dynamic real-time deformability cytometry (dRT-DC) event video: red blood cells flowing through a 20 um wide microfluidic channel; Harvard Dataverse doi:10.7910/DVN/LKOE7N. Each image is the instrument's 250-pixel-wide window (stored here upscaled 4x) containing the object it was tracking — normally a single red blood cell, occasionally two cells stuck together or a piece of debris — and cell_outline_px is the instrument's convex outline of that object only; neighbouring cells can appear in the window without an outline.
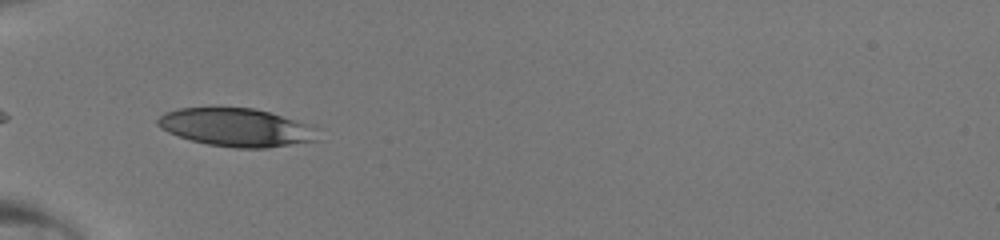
{"species": "human", "species_latin": "Homo sapiens", "temperature_condition": "room temperature", "stored_images_in_passage": 30, "camera_frame_rate_fps": 3000, "um_per_image_px": 0.085, "donor": {"sex": "male"}, "frame": {"image": 1, "passage_image": 1, "time_ms": 0.0, "image_size_px": [1000, 240], "cell_outline_px": [[320, 140], [268, 148], [236, 148], [208, 144], [192, 140], [168, 132], [160, 128], [156, 124], [156, 120], [164, 112], [176, 108], [252, 108], [268, 112], [292, 120], [300, 124]], "centroid_in_image_um": [19.91, 10.84], "position_along_channel_um": 65.1, "area_um2": 34.51}}
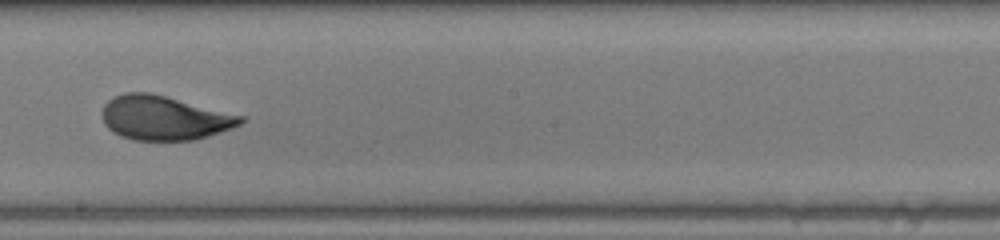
{"frame": {"image": 2, "passage_image": 13, "time_ms": 4.0, "image_size_px": [1000, 240], "cell_outline_px": [[248, 120], [232, 128], [196, 140], [132, 140], [120, 136], [112, 132], [104, 124], [100, 112], [104, 104], [112, 96], [124, 92], [148, 92], [248, 116]], "centroid_in_image_um": [13.96, 10.02], "position_along_channel_um": 234.2, "area_um2": 36.3}}
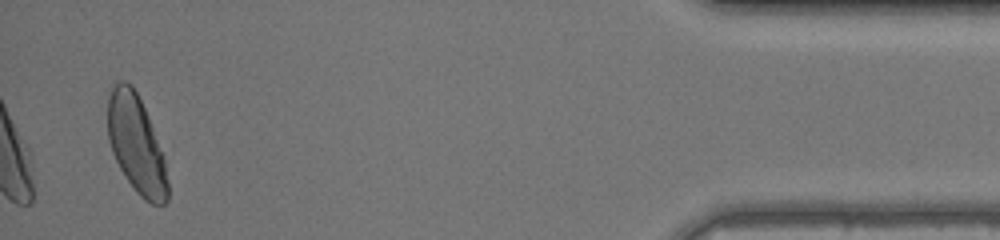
{"frame": {"image": 3, "passage_image": 30, "time_ms": 9.667, "image_size_px": [1000, 240], "cell_outline_px": [[168, 200], [164, 204], [152, 204], [144, 200], [136, 192], [124, 176], [112, 152], [108, 140], [108, 100], [112, 88], [120, 80], [124, 80], [132, 84], [144, 108], [152, 128], [164, 160], [168, 180]], "centroid_in_image_um": [11.57, 12.3], "position_along_channel_um": 423.6, "area_um2": 33.76}}